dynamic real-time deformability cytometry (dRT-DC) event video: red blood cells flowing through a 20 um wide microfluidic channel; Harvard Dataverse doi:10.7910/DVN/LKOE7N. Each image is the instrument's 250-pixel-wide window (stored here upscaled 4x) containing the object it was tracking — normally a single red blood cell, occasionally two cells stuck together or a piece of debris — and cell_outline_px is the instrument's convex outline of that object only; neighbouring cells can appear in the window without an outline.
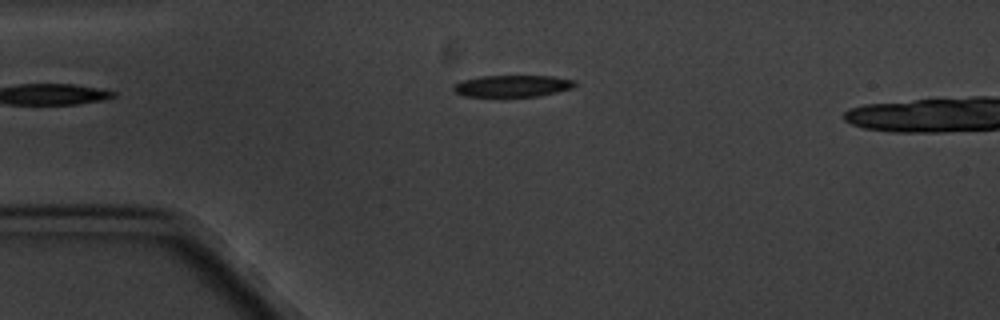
{"species": "common noctule bat (a hibernating species)", "species_latin": "Nyctalus noctula", "temperature_condition": "cold", "stored_images_in_passage": 5, "camera_frame_rate_fps": 3000, "um_per_image_px": 0.085, "animal": {"sex": "male", "body_mass_g": 20.1, "forearm_length_mm": 53.5}, "frame": {"image": 1, "passage_image": 5, "time_ms": 4.667, "image_size_px": [1000, 320], "cell_outline_px": [[576, 84], [572, 88], [540, 96], [464, 96], [456, 92], [452, 88], [460, 80], [480, 76], [552, 76], [576, 80]], "centroid_in_image_um": [43.57, 7.3], "position_along_channel_um": 41.4, "area_um2": 15.32}}